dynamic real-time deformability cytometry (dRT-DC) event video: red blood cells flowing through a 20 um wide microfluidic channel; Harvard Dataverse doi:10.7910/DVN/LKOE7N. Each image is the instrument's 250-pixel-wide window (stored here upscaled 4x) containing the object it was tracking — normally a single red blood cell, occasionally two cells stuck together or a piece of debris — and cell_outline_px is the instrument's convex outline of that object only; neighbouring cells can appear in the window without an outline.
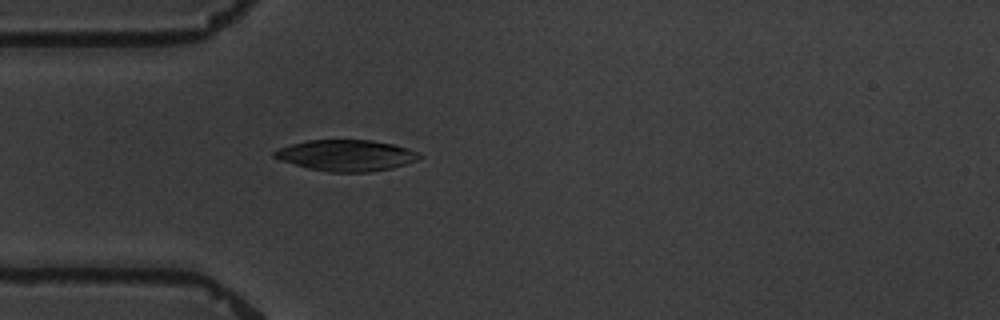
{"species": "common noctule bat (a hibernating species)", "species_latin": "Nyctalus noctula", "temperature_condition": "warm", "stored_images_in_passage": 2, "camera_frame_rate_fps": 3000, "um_per_image_px": 0.085, "animal": {"sex": "male", "body_mass_g": 19.5, "forearm_length_mm": 54.6}, "frame": {"image": 1, "passage_image": 2, "time_ms": 1.0, "image_size_px": [1000, 320], "cell_outline_px": [[424, 156], [416, 160], [392, 168], [368, 172], [328, 172], [308, 168], [280, 160], [272, 156], [272, 152], [280, 148], [292, 144], [308, 140], [372, 140], [392, 144], [408, 148]], "centroid_in_image_um": [29.42, 13.21], "position_along_channel_um": 55.6, "area_um2": 26.18}}